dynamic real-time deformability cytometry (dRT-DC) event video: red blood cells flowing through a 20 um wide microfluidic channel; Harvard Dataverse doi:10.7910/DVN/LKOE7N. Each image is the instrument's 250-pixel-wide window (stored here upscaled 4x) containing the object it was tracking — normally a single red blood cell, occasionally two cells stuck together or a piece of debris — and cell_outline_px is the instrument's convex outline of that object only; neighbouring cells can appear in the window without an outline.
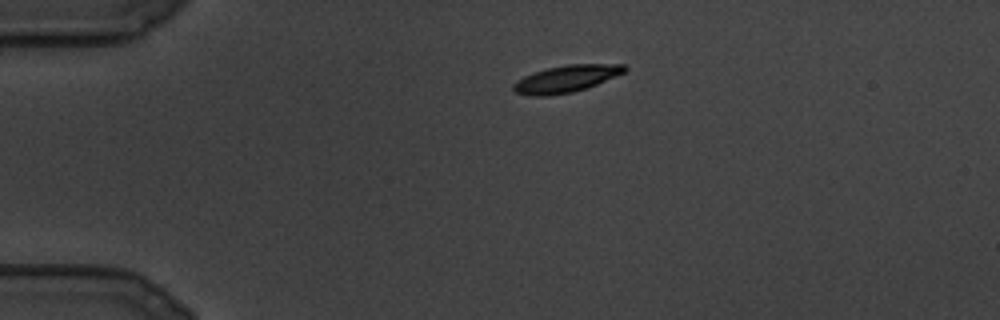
{"species": "common noctule bat (a hibernating species)", "species_latin": "Nyctalus noctula", "temperature_condition": "cold", "stored_images_in_passage": 49, "camera_frame_rate_fps": 3000, "um_per_image_px": 0.085, "animal": {"sex": "male", "body_mass_g": 19.5, "forearm_length_mm": 54.6}, "frame": {"image": 1, "passage_image": 1, "time_ms": 0.0, "image_size_px": [1000, 320], "cell_outline_px": [[628, 68], [624, 72], [616, 76], [596, 84], [572, 92], [548, 96], [528, 96], [516, 92], [512, 88], [512, 84], [516, 80], [524, 76], [548, 68], [568, 64], [624, 64]], "centroid_in_image_um": [48.1, 6.7], "position_along_channel_um": 36.9, "area_um2": 17.34}}
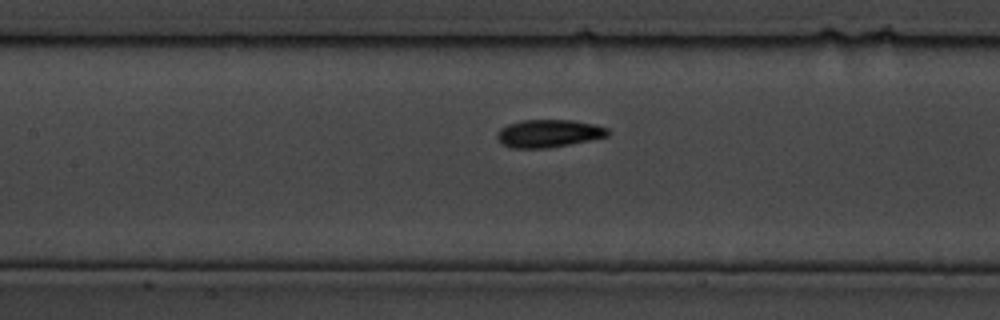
{"frame": {"image": 2, "passage_image": 28, "time_ms": 9.0, "image_size_px": [1000, 320], "cell_outline_px": [[612, 132], [608, 136], [592, 140], [548, 148], [512, 148], [504, 144], [496, 136], [500, 128], [508, 124], [524, 120], [572, 120], [592, 124], [608, 128]], "centroid_in_image_um": [46.68, 11.34], "position_along_channel_um": 160.7, "area_um2": 17.86}}
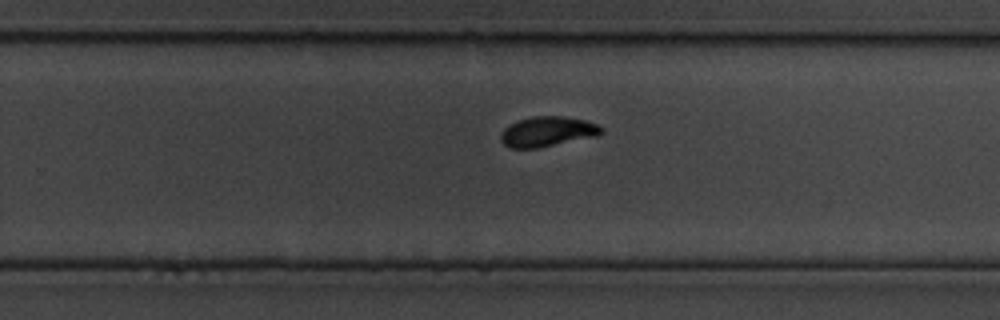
{"frame": {"image": 3, "passage_image": 48, "time_ms": 15.667, "image_size_px": [1000, 320], "cell_outline_px": [[604, 132], [600, 136], [536, 148], [508, 148], [500, 140], [500, 136], [504, 128], [508, 124], [516, 120], [532, 116], [564, 116], [584, 120], [600, 124], [604, 128]], "centroid_in_image_um": [46.56, 11.18], "position_along_channel_um": 283.2, "area_um2": 18.03}}